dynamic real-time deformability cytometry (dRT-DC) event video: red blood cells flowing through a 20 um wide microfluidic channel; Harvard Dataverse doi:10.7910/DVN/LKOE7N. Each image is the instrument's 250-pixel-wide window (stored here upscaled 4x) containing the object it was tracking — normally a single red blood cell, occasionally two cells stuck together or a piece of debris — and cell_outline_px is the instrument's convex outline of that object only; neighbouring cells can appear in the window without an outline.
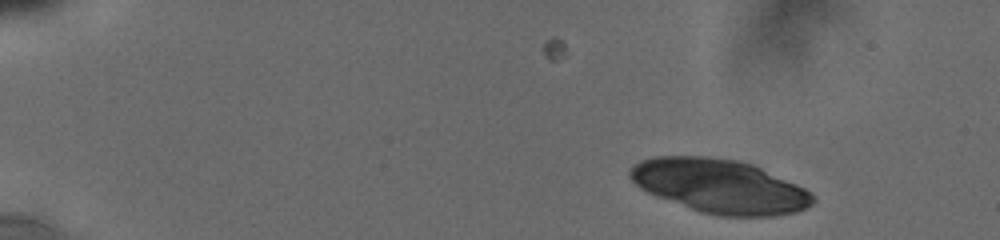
{"species": "human", "species_latin": "Homo sapiens", "temperature_condition": "cold", "stored_images_in_passage": 11, "camera_frame_rate_fps": 3000, "um_per_image_px": 0.085, "donor": {"sex": "male"}, "frame": {"image": 1, "passage_image": 1, "time_ms": 0.0, "image_size_px": [1000, 240], "cell_outline_px": [[816, 200], [812, 204], [796, 212], [776, 216], [720, 216], [700, 212], [648, 192], [640, 188], [628, 176], [628, 168], [640, 160], [656, 156], [704, 156], [736, 160], [752, 164], [804, 188]], "centroid_in_image_um": [61.14, 15.82], "position_along_channel_um": 23.9, "area_um2": 56.99}}
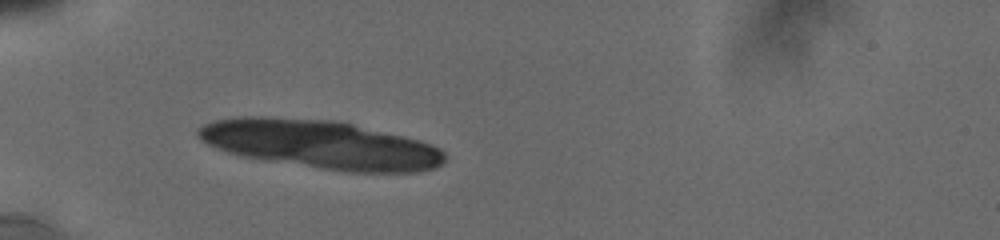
{"frame": {"image": 2, "passage_image": 7, "time_ms": 3.667, "image_size_px": [1000, 240], "cell_outline_px": [[444, 160], [436, 168], [416, 172], [348, 172], [264, 160], [240, 156], [216, 148], [208, 144], [196, 132], [204, 124], [216, 120], [240, 116], [268, 116], [336, 120], [404, 136], [420, 140], [432, 144], [440, 148], [444, 152]], "centroid_in_image_um": [27.27, 12.27], "position_along_channel_um": 57.7, "area_um2": 69.65}}